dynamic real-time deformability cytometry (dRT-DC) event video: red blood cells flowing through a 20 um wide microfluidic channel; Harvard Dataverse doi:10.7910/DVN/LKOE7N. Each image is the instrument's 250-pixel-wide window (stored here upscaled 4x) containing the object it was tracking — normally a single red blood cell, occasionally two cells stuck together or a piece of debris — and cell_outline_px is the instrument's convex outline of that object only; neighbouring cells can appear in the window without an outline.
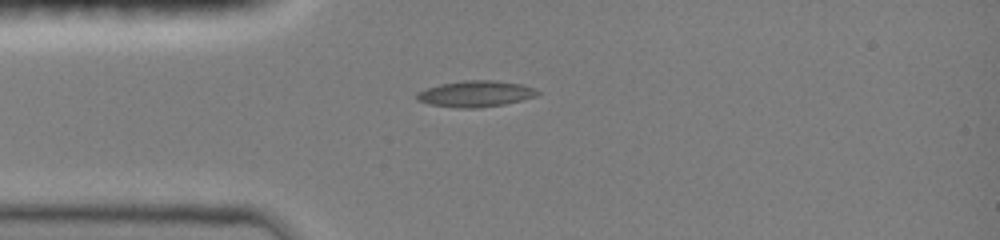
{"species": "common noctule bat (a hibernating species)", "species_latin": "Nyctalus noctula", "temperature_condition": "room temperature", "stored_images_in_passage": 37, "camera_frame_rate_fps": 3000, "um_per_image_px": 0.085, "animal": {"sex": "female", "body_mass_g": 19.0, "forearm_length_mm": 51.5}, "frame": {"image": 1, "passage_image": 1, "time_ms": 0.0, "image_size_px": [1000, 240], "cell_outline_px": [[540, 92], [536, 96], [524, 100], [504, 104], [476, 108], [460, 108], [428, 104], [416, 100], [416, 92], [424, 88], [440, 84], [464, 80], [496, 80], [524, 84]], "centroid_in_image_um": [40.4, 7.97], "position_along_channel_um": 44.6, "area_um2": 18.61}}
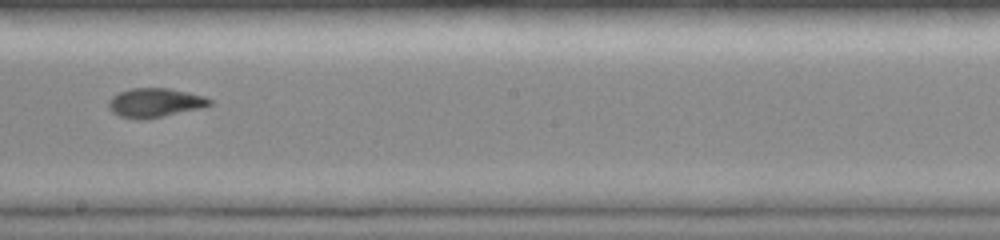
{"frame": {"image": 2, "passage_image": 16, "time_ms": 5.0, "image_size_px": [1000, 240], "cell_outline_px": [[212, 104], [200, 108], [148, 120], [140, 120], [120, 116], [112, 112], [108, 108], [108, 100], [112, 96], [120, 92], [132, 88], [168, 88], [188, 92], [204, 96], [212, 100]], "centroid_in_image_um": [13.15, 8.74], "position_along_channel_um": 235.0, "area_um2": 17.28}}
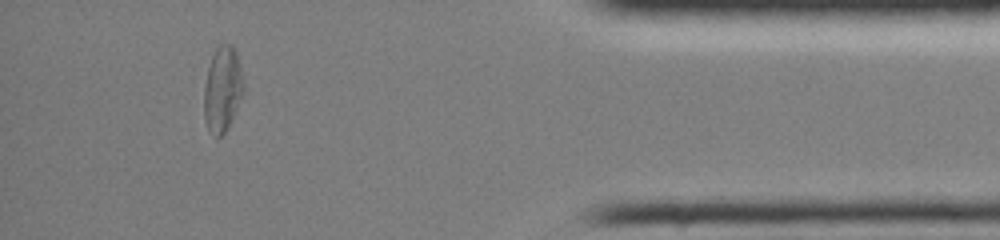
{"frame": {"image": 3, "passage_image": 32, "time_ms": 10.333, "image_size_px": [1000, 240], "cell_outline_px": [[244, 92], [228, 128], [216, 140], [208, 128], [204, 120], [204, 88], [208, 68], [212, 56], [216, 48], [220, 44], [232, 44], [236, 48], [244, 84]], "centroid_in_image_um": [18.92, 7.58], "position_along_channel_um": 416.3, "area_um2": 19.83}, "authors_computed_cell_mechanics": {"area_um2": 17.4556, "velocity_mm_per_s": 4.0359, "shape_relaxation_time_tau1_ms": null, "shape_relaxation_time_tau2_ms": 4.9318, "deformation_change_tau1": null, "deformation_change_tau2": 0.0856}}